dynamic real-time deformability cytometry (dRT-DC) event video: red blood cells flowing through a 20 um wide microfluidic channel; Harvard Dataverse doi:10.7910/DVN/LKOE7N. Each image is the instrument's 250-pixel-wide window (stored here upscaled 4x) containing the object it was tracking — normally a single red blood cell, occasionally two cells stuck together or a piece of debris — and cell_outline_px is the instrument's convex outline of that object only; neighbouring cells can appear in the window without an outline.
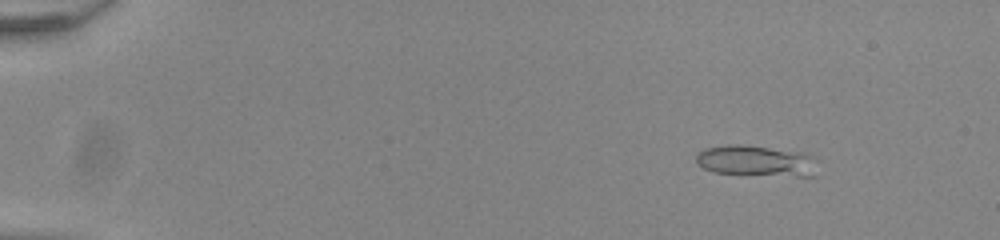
{"species": "common noctule bat (a hibernating species)", "species_latin": "Nyctalus noctula", "temperature_condition": "room temperature", "stored_images_in_passage": 20, "camera_frame_rate_fps": 3000, "um_per_image_px": 0.085, "animal": {"sex": "male", "body_mass_g": 20.0, "forearm_length_mm": 53.3}, "frame": {"image": 1, "passage_image": 8, "time_ms": 2.333, "image_size_px": [1000, 240], "cell_outline_px": [[804, 156], [788, 168], [772, 172], [716, 172], [704, 168], [696, 160], [696, 156], [700, 152], [708, 148], [764, 148]], "centroid_in_image_um": [63.39, 13.59], "position_along_channel_um": 21.6, "area_um2": 15.26}}
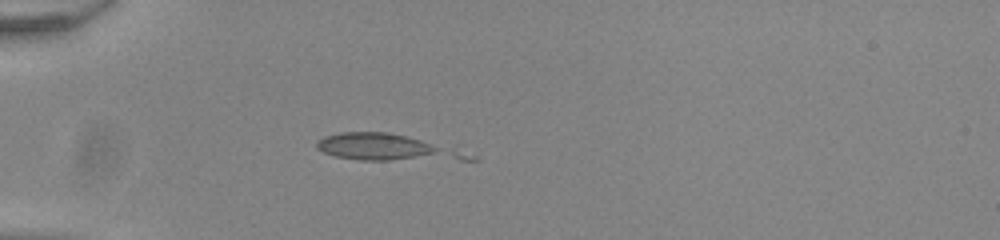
{"frame": {"image": 2, "passage_image": 18, "time_ms": 5.667, "image_size_px": [1000, 240], "cell_outline_px": [[436, 148], [428, 152], [412, 156], [384, 160], [364, 160], [336, 156], [324, 152], [316, 148], [316, 144], [324, 136], [344, 132], [384, 132], [404, 136], [428, 144]], "centroid_in_image_um": [31.6, 12.4], "position_along_channel_um": 53.4, "area_um2": 17.86}}